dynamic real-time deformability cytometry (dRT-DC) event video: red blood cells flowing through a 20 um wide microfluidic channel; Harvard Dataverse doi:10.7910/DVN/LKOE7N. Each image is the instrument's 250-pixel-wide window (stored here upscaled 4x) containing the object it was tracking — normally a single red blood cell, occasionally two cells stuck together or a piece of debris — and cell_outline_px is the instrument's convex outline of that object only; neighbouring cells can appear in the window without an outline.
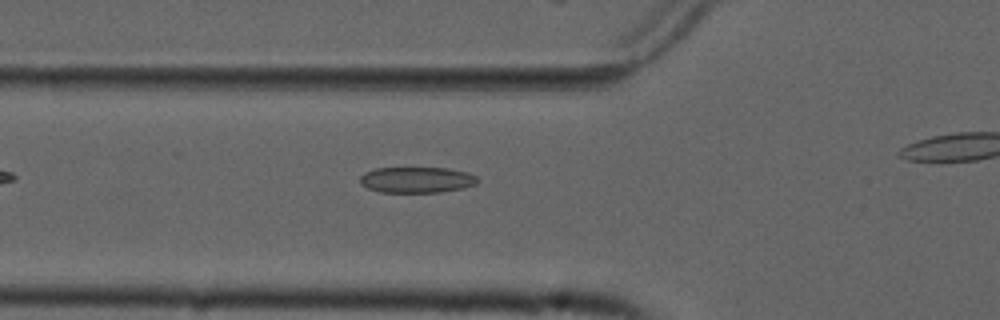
{"species": "common noctule bat (a hibernating species)", "species_latin": "Nyctalus noctula", "temperature_condition": "cold", "stored_images_in_passage": 29, "camera_frame_rate_fps": 3000, "um_per_image_px": 0.085, "animal": {"sex": "male", "forearm_length_mm": 52.5}, "frame": {"image": 1, "passage_image": 2, "time_ms": 0.333, "image_size_px": [1000, 320], "cell_outline_px": [[480, 180], [476, 184], [464, 188], [440, 192], [380, 192], [368, 188], [360, 184], [360, 176], [364, 172], [376, 168], [448, 168], [468, 172], [476, 176]], "centroid_in_image_um": [35.44, 15.28], "position_along_channel_um": 90.4, "area_um2": 17.86}}
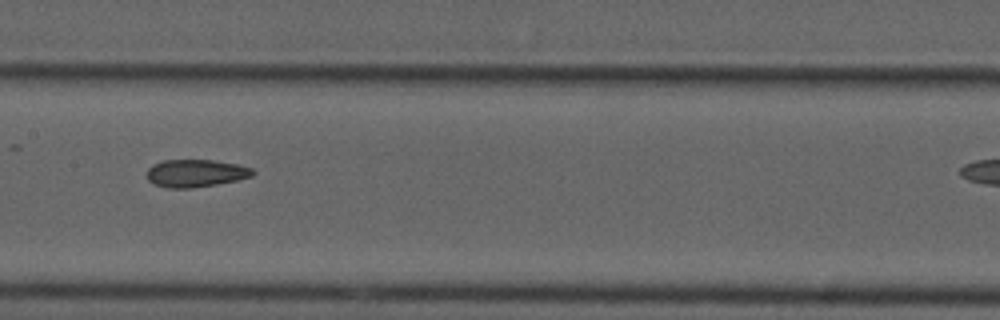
{"frame": {"image": 2, "passage_image": 10, "time_ms": 3.0, "image_size_px": [1000, 320], "cell_outline_px": [[256, 172], [252, 176], [236, 180], [216, 184], [192, 188], [168, 188], [152, 184], [148, 180], [148, 168], [152, 164], [164, 160], [212, 160], [236, 164], [252, 168]], "centroid_in_image_um": [16.61, 14.72], "position_along_channel_um": 190.8, "area_um2": 16.99}}
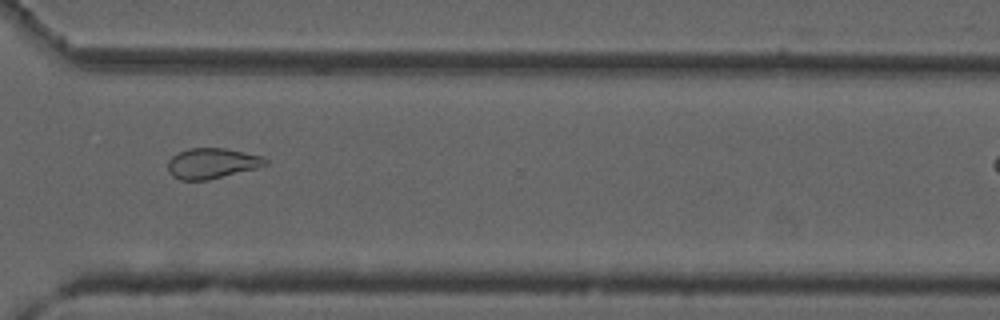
{"frame": {"image": 3, "passage_image": 23, "time_ms": 7.333, "image_size_px": [1000, 320], "cell_outline_px": [[268, 164], [260, 168], [208, 180], [180, 180], [172, 176], [168, 172], [168, 160], [172, 156], [188, 148], [224, 148], [264, 156], [268, 160]], "centroid_in_image_um": [18.05, 13.89], "position_along_channel_um": 352.5, "area_um2": 17.57}}